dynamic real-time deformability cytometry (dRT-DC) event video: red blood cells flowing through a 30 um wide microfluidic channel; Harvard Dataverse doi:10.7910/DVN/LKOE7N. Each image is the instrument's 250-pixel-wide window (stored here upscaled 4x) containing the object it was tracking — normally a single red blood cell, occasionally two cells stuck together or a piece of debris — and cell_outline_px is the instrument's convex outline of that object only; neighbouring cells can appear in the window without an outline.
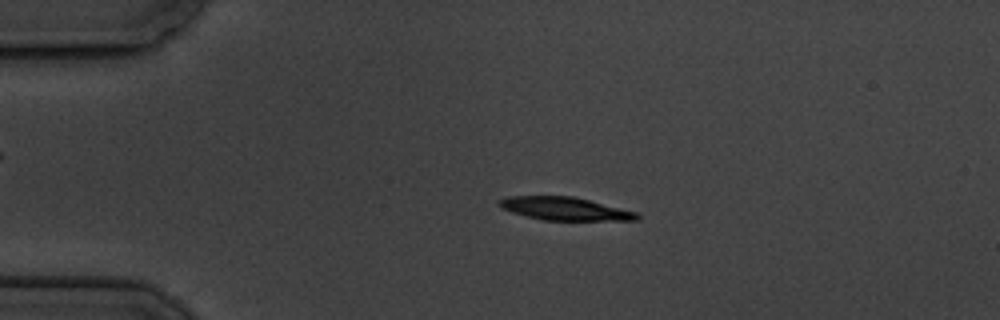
{"species": "common noctule bat (a hibernating species)", "species_latin": "Nyctalus noctula", "temperature_condition": "cold", "stored_images_in_passage": 4, "camera_frame_rate_fps": 3000, "um_per_image_px": 0.085, "animal": {"sex": "male", "body_mass_g": 19.5, "forearm_length_mm": 54.6}, "frame": {"image": 1, "passage_image": 3, "time_ms": 2.333, "image_size_px": [1000, 320], "cell_outline_px": [[640, 216], [636, 220], [544, 220], [512, 212], [496, 204], [496, 200], [508, 196], [572, 196], [640, 212]], "centroid_in_image_um": [48.03, 17.73], "position_along_channel_um": 37.0, "area_um2": 18.5}}